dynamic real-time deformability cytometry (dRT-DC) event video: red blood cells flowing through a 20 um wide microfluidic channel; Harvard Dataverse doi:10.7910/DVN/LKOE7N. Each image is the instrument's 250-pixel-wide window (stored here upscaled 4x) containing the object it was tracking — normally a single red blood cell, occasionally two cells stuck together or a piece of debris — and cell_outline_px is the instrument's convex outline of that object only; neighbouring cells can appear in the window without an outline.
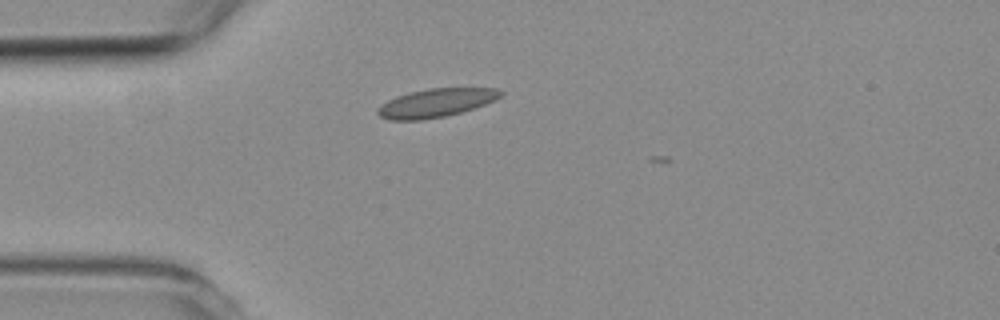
{"species": "common noctule bat (a hibernating species)", "species_latin": "Nyctalus noctula", "temperature_condition": "room temperature", "stored_images_in_passage": 2, "camera_frame_rate_fps": 3000, "um_per_image_px": 0.085, "animal": {"sex": "female", "body_mass_g": 19.3, "forearm_length_mm": 54.1}, "frame": {"image": 1, "passage_image": 1, "time_ms": 0.0, "image_size_px": [1000, 320], "cell_outline_px": [[504, 92], [496, 100], [460, 112], [444, 116], [420, 120], [388, 120], [380, 116], [376, 112], [376, 108], [380, 104], [396, 96], [408, 92], [428, 88], [496, 88]], "centroid_in_image_um": [37.0, 8.74], "position_along_channel_um": 48.0, "area_um2": 20.4}}